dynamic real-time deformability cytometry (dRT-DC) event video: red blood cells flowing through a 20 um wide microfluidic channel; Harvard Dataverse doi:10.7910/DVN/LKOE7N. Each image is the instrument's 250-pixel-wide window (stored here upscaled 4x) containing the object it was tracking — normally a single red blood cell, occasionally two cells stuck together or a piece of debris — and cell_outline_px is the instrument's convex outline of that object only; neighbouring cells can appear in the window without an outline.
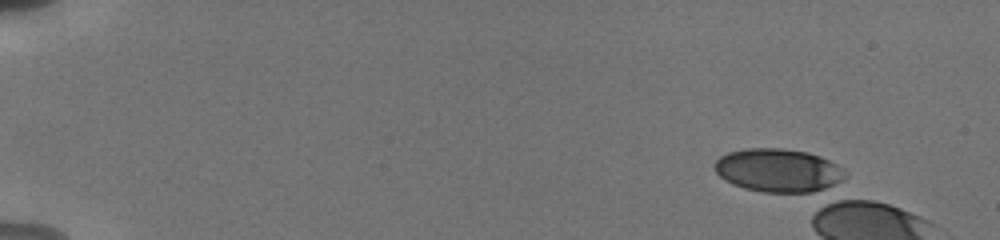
{"species": "human", "species_latin": "Homo sapiens", "temperature_condition": "cold", "stored_images_in_passage": 2, "camera_frame_rate_fps": 3000, "um_per_image_px": 0.085, "donor": {"sex": "male"}, "frame": {"image": 1, "passage_image": 1, "time_ms": 0.0, "image_size_px": [1000, 240], "cell_outline_px": [[848, 176], [824, 192], [764, 192], [744, 188], [732, 184], [724, 180], [716, 172], [712, 164], [720, 156], [728, 152], [748, 148], [780, 148], [808, 152], [820, 156], [844, 168], [848, 172]], "centroid_in_image_um": [66.2, 14.49], "position_along_channel_um": 18.8, "area_um2": 33.52}}